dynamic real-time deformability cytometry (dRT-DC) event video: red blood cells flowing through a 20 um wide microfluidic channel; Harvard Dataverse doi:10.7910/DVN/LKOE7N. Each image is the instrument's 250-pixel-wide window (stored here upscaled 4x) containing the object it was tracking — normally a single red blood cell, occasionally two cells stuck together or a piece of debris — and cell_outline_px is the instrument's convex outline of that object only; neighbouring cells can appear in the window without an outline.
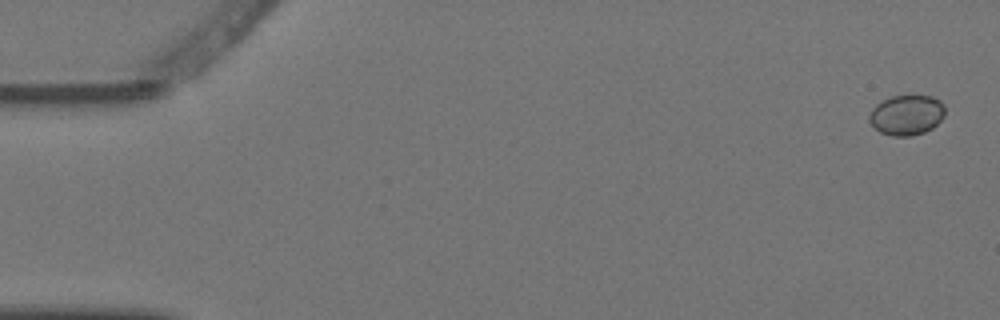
{"species": "Egyptian fruit bat (a non-hibernating species)", "species_latin": "Rousettus aegyptiacus", "temperature_condition": "warm", "stored_images_in_passage": 3, "camera_frame_rate_fps": 3000, "um_per_image_px": 0.085, "animal": {"sex": "female"}, "frame": {"image": 1, "passage_image": 1, "time_ms": 0.0, "image_size_px": [1000, 320], "cell_outline_px": [[944, 116], [932, 128], [924, 132], [912, 136], [892, 136], [880, 132], [872, 128], [868, 120], [868, 116], [872, 108], [876, 104], [892, 96], [912, 92], [932, 96], [940, 100], [944, 104]], "centroid_in_image_um": [77.05, 9.73], "position_along_channel_um": 8.0, "area_um2": 18.44}}